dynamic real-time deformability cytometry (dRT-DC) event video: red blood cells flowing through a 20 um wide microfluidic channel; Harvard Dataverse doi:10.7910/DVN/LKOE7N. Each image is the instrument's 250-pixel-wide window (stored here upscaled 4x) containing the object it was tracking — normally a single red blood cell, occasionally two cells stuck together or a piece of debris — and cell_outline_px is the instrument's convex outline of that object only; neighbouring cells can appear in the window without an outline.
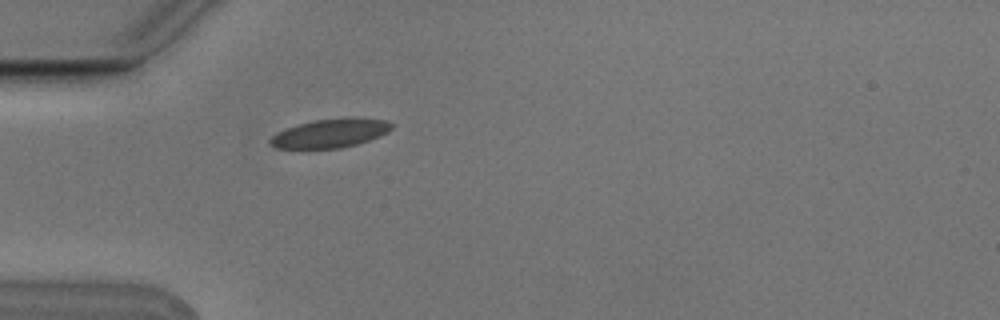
{"species": "Egyptian fruit bat (a non-hibernating species)", "species_latin": "Rousettus aegyptiacus", "temperature_condition": "cold", "stored_images_in_passage": 1, "camera_frame_rate_fps": 3000, "um_per_image_px": 0.085, "animal": {"sex": "male"}, "frame": {"image": 1, "passage_image": 1, "time_ms": 0.0, "image_size_px": [1000, 320], "cell_outline_px": [[392, 128], [388, 132], [380, 136], [356, 144], [340, 148], [276, 148], [268, 144], [268, 140], [272, 136], [288, 128], [300, 124], [316, 120], [344, 116], [352, 116], [384, 120], [392, 124]], "centroid_in_image_um": [28.1, 11.31], "position_along_channel_um": 56.9, "area_um2": 20.35}}